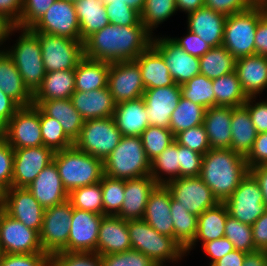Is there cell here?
Masks as SVG:
<instances>
[{"label": "cell", "instance_id": "obj_1", "mask_svg": "<svg viewBox=\"0 0 267 266\" xmlns=\"http://www.w3.org/2000/svg\"><path fill=\"white\" fill-rule=\"evenodd\" d=\"M144 24H108L83 42L84 57L108 63L135 60L152 44Z\"/></svg>", "mask_w": 267, "mask_h": 266}, {"label": "cell", "instance_id": "obj_2", "mask_svg": "<svg viewBox=\"0 0 267 266\" xmlns=\"http://www.w3.org/2000/svg\"><path fill=\"white\" fill-rule=\"evenodd\" d=\"M245 156L231 148L210 149L203 155L199 177L219 202L227 200L247 175Z\"/></svg>", "mask_w": 267, "mask_h": 266}, {"label": "cell", "instance_id": "obj_3", "mask_svg": "<svg viewBox=\"0 0 267 266\" xmlns=\"http://www.w3.org/2000/svg\"><path fill=\"white\" fill-rule=\"evenodd\" d=\"M53 162L68 193L83 186L96 184L104 176L103 160L79 150L74 145L56 151Z\"/></svg>", "mask_w": 267, "mask_h": 266}, {"label": "cell", "instance_id": "obj_4", "mask_svg": "<svg viewBox=\"0 0 267 266\" xmlns=\"http://www.w3.org/2000/svg\"><path fill=\"white\" fill-rule=\"evenodd\" d=\"M267 12L264 0L247 10L227 16L222 45L235 58L255 55V33L259 19Z\"/></svg>", "mask_w": 267, "mask_h": 266}, {"label": "cell", "instance_id": "obj_5", "mask_svg": "<svg viewBox=\"0 0 267 266\" xmlns=\"http://www.w3.org/2000/svg\"><path fill=\"white\" fill-rule=\"evenodd\" d=\"M128 230L132 249L145 254L158 266H166V261L178 263L185 255L173 237L160 234L144 219L128 220Z\"/></svg>", "mask_w": 267, "mask_h": 266}, {"label": "cell", "instance_id": "obj_6", "mask_svg": "<svg viewBox=\"0 0 267 266\" xmlns=\"http://www.w3.org/2000/svg\"><path fill=\"white\" fill-rule=\"evenodd\" d=\"M103 166L105 176L129 180L150 175L151 161L140 136H122L116 148L103 161Z\"/></svg>", "mask_w": 267, "mask_h": 266}, {"label": "cell", "instance_id": "obj_7", "mask_svg": "<svg viewBox=\"0 0 267 266\" xmlns=\"http://www.w3.org/2000/svg\"><path fill=\"white\" fill-rule=\"evenodd\" d=\"M21 34L14 46L6 50L13 59L24 85L34 94L41 86L46 70L38 36L31 29H19Z\"/></svg>", "mask_w": 267, "mask_h": 266}, {"label": "cell", "instance_id": "obj_8", "mask_svg": "<svg viewBox=\"0 0 267 266\" xmlns=\"http://www.w3.org/2000/svg\"><path fill=\"white\" fill-rule=\"evenodd\" d=\"M122 138L113 117L85 120L74 146L87 154L105 160Z\"/></svg>", "mask_w": 267, "mask_h": 266}, {"label": "cell", "instance_id": "obj_9", "mask_svg": "<svg viewBox=\"0 0 267 266\" xmlns=\"http://www.w3.org/2000/svg\"><path fill=\"white\" fill-rule=\"evenodd\" d=\"M72 212L73 207L68 199L44 209L39 239L43 252L49 256L61 251L68 252Z\"/></svg>", "mask_w": 267, "mask_h": 266}, {"label": "cell", "instance_id": "obj_10", "mask_svg": "<svg viewBox=\"0 0 267 266\" xmlns=\"http://www.w3.org/2000/svg\"><path fill=\"white\" fill-rule=\"evenodd\" d=\"M39 39L46 73L75 70L84 57L83 42L46 33L34 32Z\"/></svg>", "mask_w": 267, "mask_h": 266}, {"label": "cell", "instance_id": "obj_11", "mask_svg": "<svg viewBox=\"0 0 267 266\" xmlns=\"http://www.w3.org/2000/svg\"><path fill=\"white\" fill-rule=\"evenodd\" d=\"M0 135L13 149L43 146L40 109L36 105L21 106Z\"/></svg>", "mask_w": 267, "mask_h": 266}, {"label": "cell", "instance_id": "obj_12", "mask_svg": "<svg viewBox=\"0 0 267 266\" xmlns=\"http://www.w3.org/2000/svg\"><path fill=\"white\" fill-rule=\"evenodd\" d=\"M223 203L230 216L251 226L267 209L259 183L250 172Z\"/></svg>", "mask_w": 267, "mask_h": 266}, {"label": "cell", "instance_id": "obj_13", "mask_svg": "<svg viewBox=\"0 0 267 266\" xmlns=\"http://www.w3.org/2000/svg\"><path fill=\"white\" fill-rule=\"evenodd\" d=\"M172 198L188 212L200 216L219 201L212 190L198 177H180L165 185Z\"/></svg>", "mask_w": 267, "mask_h": 266}, {"label": "cell", "instance_id": "obj_14", "mask_svg": "<svg viewBox=\"0 0 267 266\" xmlns=\"http://www.w3.org/2000/svg\"><path fill=\"white\" fill-rule=\"evenodd\" d=\"M0 246L2 254L45 253L39 233L6 214L1 206Z\"/></svg>", "mask_w": 267, "mask_h": 266}, {"label": "cell", "instance_id": "obj_15", "mask_svg": "<svg viewBox=\"0 0 267 266\" xmlns=\"http://www.w3.org/2000/svg\"><path fill=\"white\" fill-rule=\"evenodd\" d=\"M107 87L115 104L143 97L145 87L135 60L110 63Z\"/></svg>", "mask_w": 267, "mask_h": 266}, {"label": "cell", "instance_id": "obj_16", "mask_svg": "<svg viewBox=\"0 0 267 266\" xmlns=\"http://www.w3.org/2000/svg\"><path fill=\"white\" fill-rule=\"evenodd\" d=\"M1 206L10 217L40 233L44 208L26 187H11L2 193Z\"/></svg>", "mask_w": 267, "mask_h": 266}, {"label": "cell", "instance_id": "obj_17", "mask_svg": "<svg viewBox=\"0 0 267 266\" xmlns=\"http://www.w3.org/2000/svg\"><path fill=\"white\" fill-rule=\"evenodd\" d=\"M31 30L81 41L74 3L64 0H56Z\"/></svg>", "mask_w": 267, "mask_h": 266}, {"label": "cell", "instance_id": "obj_18", "mask_svg": "<svg viewBox=\"0 0 267 266\" xmlns=\"http://www.w3.org/2000/svg\"><path fill=\"white\" fill-rule=\"evenodd\" d=\"M152 45L162 54L170 75L178 85L200 74L199 58L186 53L168 37H153Z\"/></svg>", "mask_w": 267, "mask_h": 266}, {"label": "cell", "instance_id": "obj_19", "mask_svg": "<svg viewBox=\"0 0 267 266\" xmlns=\"http://www.w3.org/2000/svg\"><path fill=\"white\" fill-rule=\"evenodd\" d=\"M54 151L43 146L14 149L12 187H28L53 162Z\"/></svg>", "mask_w": 267, "mask_h": 266}, {"label": "cell", "instance_id": "obj_20", "mask_svg": "<svg viewBox=\"0 0 267 266\" xmlns=\"http://www.w3.org/2000/svg\"><path fill=\"white\" fill-rule=\"evenodd\" d=\"M103 216L73 208L68 252H96Z\"/></svg>", "mask_w": 267, "mask_h": 266}, {"label": "cell", "instance_id": "obj_21", "mask_svg": "<svg viewBox=\"0 0 267 266\" xmlns=\"http://www.w3.org/2000/svg\"><path fill=\"white\" fill-rule=\"evenodd\" d=\"M181 97L180 85L145 89L143 99L149 125L169 128L170 119Z\"/></svg>", "mask_w": 267, "mask_h": 266}, {"label": "cell", "instance_id": "obj_22", "mask_svg": "<svg viewBox=\"0 0 267 266\" xmlns=\"http://www.w3.org/2000/svg\"><path fill=\"white\" fill-rule=\"evenodd\" d=\"M131 249L128 220L119 216L104 215L98 232L96 253L105 256Z\"/></svg>", "mask_w": 267, "mask_h": 266}, {"label": "cell", "instance_id": "obj_23", "mask_svg": "<svg viewBox=\"0 0 267 266\" xmlns=\"http://www.w3.org/2000/svg\"><path fill=\"white\" fill-rule=\"evenodd\" d=\"M27 189L44 209L56 206L68 199V192L62 184L54 162L45 167Z\"/></svg>", "mask_w": 267, "mask_h": 266}, {"label": "cell", "instance_id": "obj_24", "mask_svg": "<svg viewBox=\"0 0 267 266\" xmlns=\"http://www.w3.org/2000/svg\"><path fill=\"white\" fill-rule=\"evenodd\" d=\"M157 186L150 175L125 180L124 201L119 217L124 220L143 219L147 201Z\"/></svg>", "mask_w": 267, "mask_h": 266}, {"label": "cell", "instance_id": "obj_25", "mask_svg": "<svg viewBox=\"0 0 267 266\" xmlns=\"http://www.w3.org/2000/svg\"><path fill=\"white\" fill-rule=\"evenodd\" d=\"M187 30L197 34L211 47L222 45L227 16L201 7L187 15Z\"/></svg>", "mask_w": 267, "mask_h": 266}, {"label": "cell", "instance_id": "obj_26", "mask_svg": "<svg viewBox=\"0 0 267 266\" xmlns=\"http://www.w3.org/2000/svg\"><path fill=\"white\" fill-rule=\"evenodd\" d=\"M235 72L247 97H257L267 88V56L236 59Z\"/></svg>", "mask_w": 267, "mask_h": 266}, {"label": "cell", "instance_id": "obj_27", "mask_svg": "<svg viewBox=\"0 0 267 266\" xmlns=\"http://www.w3.org/2000/svg\"><path fill=\"white\" fill-rule=\"evenodd\" d=\"M70 99L84 120L113 117L116 104L108 87L75 91Z\"/></svg>", "mask_w": 267, "mask_h": 266}, {"label": "cell", "instance_id": "obj_28", "mask_svg": "<svg viewBox=\"0 0 267 266\" xmlns=\"http://www.w3.org/2000/svg\"><path fill=\"white\" fill-rule=\"evenodd\" d=\"M170 206V191L165 185H158L150 194L143 219L160 234L174 238Z\"/></svg>", "mask_w": 267, "mask_h": 266}, {"label": "cell", "instance_id": "obj_29", "mask_svg": "<svg viewBox=\"0 0 267 266\" xmlns=\"http://www.w3.org/2000/svg\"><path fill=\"white\" fill-rule=\"evenodd\" d=\"M135 61L139 65L145 89H154L175 84L162 54L152 44Z\"/></svg>", "mask_w": 267, "mask_h": 266}, {"label": "cell", "instance_id": "obj_30", "mask_svg": "<svg viewBox=\"0 0 267 266\" xmlns=\"http://www.w3.org/2000/svg\"><path fill=\"white\" fill-rule=\"evenodd\" d=\"M231 106L206 108L203 125L211 149L231 148Z\"/></svg>", "mask_w": 267, "mask_h": 266}, {"label": "cell", "instance_id": "obj_31", "mask_svg": "<svg viewBox=\"0 0 267 266\" xmlns=\"http://www.w3.org/2000/svg\"><path fill=\"white\" fill-rule=\"evenodd\" d=\"M33 105H36L45 115L56 119L73 142L78 138L85 120L75 109L70 98L33 101Z\"/></svg>", "mask_w": 267, "mask_h": 266}, {"label": "cell", "instance_id": "obj_32", "mask_svg": "<svg viewBox=\"0 0 267 266\" xmlns=\"http://www.w3.org/2000/svg\"><path fill=\"white\" fill-rule=\"evenodd\" d=\"M113 118L122 136H140L149 126L145 101L142 97L117 104Z\"/></svg>", "mask_w": 267, "mask_h": 266}, {"label": "cell", "instance_id": "obj_33", "mask_svg": "<svg viewBox=\"0 0 267 266\" xmlns=\"http://www.w3.org/2000/svg\"><path fill=\"white\" fill-rule=\"evenodd\" d=\"M0 90L20 106L33 105V94L24 85L13 59L7 52L0 53Z\"/></svg>", "mask_w": 267, "mask_h": 266}, {"label": "cell", "instance_id": "obj_34", "mask_svg": "<svg viewBox=\"0 0 267 266\" xmlns=\"http://www.w3.org/2000/svg\"><path fill=\"white\" fill-rule=\"evenodd\" d=\"M228 210L223 202L216 206L206 209L197 218V233L193 242L185 249V256L193 250L196 243L201 240L202 245L205 242L223 238L225 231Z\"/></svg>", "mask_w": 267, "mask_h": 266}, {"label": "cell", "instance_id": "obj_35", "mask_svg": "<svg viewBox=\"0 0 267 266\" xmlns=\"http://www.w3.org/2000/svg\"><path fill=\"white\" fill-rule=\"evenodd\" d=\"M75 92L74 70L45 73L41 86L33 94V101L68 99Z\"/></svg>", "mask_w": 267, "mask_h": 266}, {"label": "cell", "instance_id": "obj_36", "mask_svg": "<svg viewBox=\"0 0 267 266\" xmlns=\"http://www.w3.org/2000/svg\"><path fill=\"white\" fill-rule=\"evenodd\" d=\"M231 132V149L246 157L253 147L258 132L244 105L232 108Z\"/></svg>", "mask_w": 267, "mask_h": 266}, {"label": "cell", "instance_id": "obj_37", "mask_svg": "<svg viewBox=\"0 0 267 266\" xmlns=\"http://www.w3.org/2000/svg\"><path fill=\"white\" fill-rule=\"evenodd\" d=\"M110 63L83 57L74 70L75 91L89 92L107 87Z\"/></svg>", "mask_w": 267, "mask_h": 266}, {"label": "cell", "instance_id": "obj_38", "mask_svg": "<svg viewBox=\"0 0 267 266\" xmlns=\"http://www.w3.org/2000/svg\"><path fill=\"white\" fill-rule=\"evenodd\" d=\"M74 6L80 24L82 42L109 24L104 0H78Z\"/></svg>", "mask_w": 267, "mask_h": 266}, {"label": "cell", "instance_id": "obj_39", "mask_svg": "<svg viewBox=\"0 0 267 266\" xmlns=\"http://www.w3.org/2000/svg\"><path fill=\"white\" fill-rule=\"evenodd\" d=\"M215 106L240 107L247 101L235 71L212 80Z\"/></svg>", "mask_w": 267, "mask_h": 266}, {"label": "cell", "instance_id": "obj_40", "mask_svg": "<svg viewBox=\"0 0 267 266\" xmlns=\"http://www.w3.org/2000/svg\"><path fill=\"white\" fill-rule=\"evenodd\" d=\"M150 176L157 185H166L180 178L178 144L175 141L151 161Z\"/></svg>", "mask_w": 267, "mask_h": 266}, {"label": "cell", "instance_id": "obj_41", "mask_svg": "<svg viewBox=\"0 0 267 266\" xmlns=\"http://www.w3.org/2000/svg\"><path fill=\"white\" fill-rule=\"evenodd\" d=\"M235 61L223 45L212 47L199 58L200 74L212 80L217 79L235 71Z\"/></svg>", "mask_w": 267, "mask_h": 266}, {"label": "cell", "instance_id": "obj_42", "mask_svg": "<svg viewBox=\"0 0 267 266\" xmlns=\"http://www.w3.org/2000/svg\"><path fill=\"white\" fill-rule=\"evenodd\" d=\"M170 210L173 220L174 239L185 250L195 239L198 217L185 210L172 196Z\"/></svg>", "mask_w": 267, "mask_h": 266}, {"label": "cell", "instance_id": "obj_43", "mask_svg": "<svg viewBox=\"0 0 267 266\" xmlns=\"http://www.w3.org/2000/svg\"><path fill=\"white\" fill-rule=\"evenodd\" d=\"M206 108L183 98L179 99L170 119L169 129L175 136L177 133L203 124Z\"/></svg>", "mask_w": 267, "mask_h": 266}, {"label": "cell", "instance_id": "obj_44", "mask_svg": "<svg viewBox=\"0 0 267 266\" xmlns=\"http://www.w3.org/2000/svg\"><path fill=\"white\" fill-rule=\"evenodd\" d=\"M181 96L205 108L215 106V95L212 79L196 75L185 84L180 85Z\"/></svg>", "mask_w": 267, "mask_h": 266}, {"label": "cell", "instance_id": "obj_45", "mask_svg": "<svg viewBox=\"0 0 267 266\" xmlns=\"http://www.w3.org/2000/svg\"><path fill=\"white\" fill-rule=\"evenodd\" d=\"M68 200L73 208L103 215L101 181L72 190Z\"/></svg>", "mask_w": 267, "mask_h": 266}, {"label": "cell", "instance_id": "obj_46", "mask_svg": "<svg viewBox=\"0 0 267 266\" xmlns=\"http://www.w3.org/2000/svg\"><path fill=\"white\" fill-rule=\"evenodd\" d=\"M176 11L175 0H146L140 13L141 22L152 34L159 24L170 18Z\"/></svg>", "mask_w": 267, "mask_h": 266}, {"label": "cell", "instance_id": "obj_47", "mask_svg": "<svg viewBox=\"0 0 267 266\" xmlns=\"http://www.w3.org/2000/svg\"><path fill=\"white\" fill-rule=\"evenodd\" d=\"M140 138L150 161L155 159L175 141V137L169 128L151 125L142 132Z\"/></svg>", "mask_w": 267, "mask_h": 266}, {"label": "cell", "instance_id": "obj_48", "mask_svg": "<svg viewBox=\"0 0 267 266\" xmlns=\"http://www.w3.org/2000/svg\"><path fill=\"white\" fill-rule=\"evenodd\" d=\"M40 125L45 147L56 152L73 146L74 142L65 134L61 124L56 119L45 115L41 110Z\"/></svg>", "mask_w": 267, "mask_h": 266}, {"label": "cell", "instance_id": "obj_49", "mask_svg": "<svg viewBox=\"0 0 267 266\" xmlns=\"http://www.w3.org/2000/svg\"><path fill=\"white\" fill-rule=\"evenodd\" d=\"M224 237L232 242L235 250L246 253L258 251L254 245L252 226L241 223L230 215L226 219Z\"/></svg>", "mask_w": 267, "mask_h": 266}, {"label": "cell", "instance_id": "obj_50", "mask_svg": "<svg viewBox=\"0 0 267 266\" xmlns=\"http://www.w3.org/2000/svg\"><path fill=\"white\" fill-rule=\"evenodd\" d=\"M103 215L119 216L124 201L125 180L103 176L101 180Z\"/></svg>", "mask_w": 267, "mask_h": 266}, {"label": "cell", "instance_id": "obj_51", "mask_svg": "<svg viewBox=\"0 0 267 266\" xmlns=\"http://www.w3.org/2000/svg\"><path fill=\"white\" fill-rule=\"evenodd\" d=\"M49 266H102V256L96 252L61 251L49 256Z\"/></svg>", "mask_w": 267, "mask_h": 266}, {"label": "cell", "instance_id": "obj_52", "mask_svg": "<svg viewBox=\"0 0 267 266\" xmlns=\"http://www.w3.org/2000/svg\"><path fill=\"white\" fill-rule=\"evenodd\" d=\"M174 137L177 144L186 146L202 155L206 154L211 149L203 124L183 130Z\"/></svg>", "mask_w": 267, "mask_h": 266}, {"label": "cell", "instance_id": "obj_53", "mask_svg": "<svg viewBox=\"0 0 267 266\" xmlns=\"http://www.w3.org/2000/svg\"><path fill=\"white\" fill-rule=\"evenodd\" d=\"M56 0H23L22 14L15 27L31 29Z\"/></svg>", "mask_w": 267, "mask_h": 266}, {"label": "cell", "instance_id": "obj_54", "mask_svg": "<svg viewBox=\"0 0 267 266\" xmlns=\"http://www.w3.org/2000/svg\"><path fill=\"white\" fill-rule=\"evenodd\" d=\"M102 266H158L145 254L128 250L121 253L102 256Z\"/></svg>", "mask_w": 267, "mask_h": 266}, {"label": "cell", "instance_id": "obj_55", "mask_svg": "<svg viewBox=\"0 0 267 266\" xmlns=\"http://www.w3.org/2000/svg\"><path fill=\"white\" fill-rule=\"evenodd\" d=\"M110 24L129 26L143 24L140 13L126 4H104Z\"/></svg>", "mask_w": 267, "mask_h": 266}, {"label": "cell", "instance_id": "obj_56", "mask_svg": "<svg viewBox=\"0 0 267 266\" xmlns=\"http://www.w3.org/2000/svg\"><path fill=\"white\" fill-rule=\"evenodd\" d=\"M14 149L0 135V191L12 187Z\"/></svg>", "mask_w": 267, "mask_h": 266}, {"label": "cell", "instance_id": "obj_57", "mask_svg": "<svg viewBox=\"0 0 267 266\" xmlns=\"http://www.w3.org/2000/svg\"><path fill=\"white\" fill-rule=\"evenodd\" d=\"M180 177H198L201 172L203 155L178 144Z\"/></svg>", "mask_w": 267, "mask_h": 266}, {"label": "cell", "instance_id": "obj_58", "mask_svg": "<svg viewBox=\"0 0 267 266\" xmlns=\"http://www.w3.org/2000/svg\"><path fill=\"white\" fill-rule=\"evenodd\" d=\"M0 266H49V255L46 253L1 254Z\"/></svg>", "mask_w": 267, "mask_h": 266}, {"label": "cell", "instance_id": "obj_59", "mask_svg": "<svg viewBox=\"0 0 267 266\" xmlns=\"http://www.w3.org/2000/svg\"><path fill=\"white\" fill-rule=\"evenodd\" d=\"M259 0H204V6L226 16L249 9Z\"/></svg>", "mask_w": 267, "mask_h": 266}, {"label": "cell", "instance_id": "obj_60", "mask_svg": "<svg viewBox=\"0 0 267 266\" xmlns=\"http://www.w3.org/2000/svg\"><path fill=\"white\" fill-rule=\"evenodd\" d=\"M188 34L182 38H171L178 44L186 53L200 58L206 54L212 47L204 42L197 34L187 30Z\"/></svg>", "mask_w": 267, "mask_h": 266}, {"label": "cell", "instance_id": "obj_61", "mask_svg": "<svg viewBox=\"0 0 267 266\" xmlns=\"http://www.w3.org/2000/svg\"><path fill=\"white\" fill-rule=\"evenodd\" d=\"M256 98L248 97L244 106L248 109L251 121L259 134L267 132V100L255 102Z\"/></svg>", "mask_w": 267, "mask_h": 266}, {"label": "cell", "instance_id": "obj_62", "mask_svg": "<svg viewBox=\"0 0 267 266\" xmlns=\"http://www.w3.org/2000/svg\"><path fill=\"white\" fill-rule=\"evenodd\" d=\"M245 159L249 169L267 165V132L259 133L256 136L253 147Z\"/></svg>", "mask_w": 267, "mask_h": 266}, {"label": "cell", "instance_id": "obj_63", "mask_svg": "<svg viewBox=\"0 0 267 266\" xmlns=\"http://www.w3.org/2000/svg\"><path fill=\"white\" fill-rule=\"evenodd\" d=\"M204 252L210 257L209 266L221 259L224 255L235 250L234 245L226 237L205 242L203 245Z\"/></svg>", "mask_w": 267, "mask_h": 266}, {"label": "cell", "instance_id": "obj_64", "mask_svg": "<svg viewBox=\"0 0 267 266\" xmlns=\"http://www.w3.org/2000/svg\"><path fill=\"white\" fill-rule=\"evenodd\" d=\"M254 245L259 251H267V209L252 225Z\"/></svg>", "mask_w": 267, "mask_h": 266}, {"label": "cell", "instance_id": "obj_65", "mask_svg": "<svg viewBox=\"0 0 267 266\" xmlns=\"http://www.w3.org/2000/svg\"><path fill=\"white\" fill-rule=\"evenodd\" d=\"M20 107L15 100L0 90V130L8 123Z\"/></svg>", "mask_w": 267, "mask_h": 266}, {"label": "cell", "instance_id": "obj_66", "mask_svg": "<svg viewBox=\"0 0 267 266\" xmlns=\"http://www.w3.org/2000/svg\"><path fill=\"white\" fill-rule=\"evenodd\" d=\"M22 6L23 0H0V15L16 26L22 14Z\"/></svg>", "mask_w": 267, "mask_h": 266}, {"label": "cell", "instance_id": "obj_67", "mask_svg": "<svg viewBox=\"0 0 267 266\" xmlns=\"http://www.w3.org/2000/svg\"><path fill=\"white\" fill-rule=\"evenodd\" d=\"M255 54L267 56V12L258 21L255 33Z\"/></svg>", "mask_w": 267, "mask_h": 266}, {"label": "cell", "instance_id": "obj_68", "mask_svg": "<svg viewBox=\"0 0 267 266\" xmlns=\"http://www.w3.org/2000/svg\"><path fill=\"white\" fill-rule=\"evenodd\" d=\"M246 254V252L234 250L224 255L211 266H243Z\"/></svg>", "mask_w": 267, "mask_h": 266}, {"label": "cell", "instance_id": "obj_69", "mask_svg": "<svg viewBox=\"0 0 267 266\" xmlns=\"http://www.w3.org/2000/svg\"><path fill=\"white\" fill-rule=\"evenodd\" d=\"M249 172L256 178L262 191L264 204L267 208V165H260L249 169Z\"/></svg>", "mask_w": 267, "mask_h": 266}, {"label": "cell", "instance_id": "obj_70", "mask_svg": "<svg viewBox=\"0 0 267 266\" xmlns=\"http://www.w3.org/2000/svg\"><path fill=\"white\" fill-rule=\"evenodd\" d=\"M17 30H19V28L15 27L10 20L0 15V47H2L1 45L10 39L9 37ZM6 50L7 49L4 47V49L0 50V53L6 52Z\"/></svg>", "mask_w": 267, "mask_h": 266}, {"label": "cell", "instance_id": "obj_71", "mask_svg": "<svg viewBox=\"0 0 267 266\" xmlns=\"http://www.w3.org/2000/svg\"><path fill=\"white\" fill-rule=\"evenodd\" d=\"M243 266H267V251L247 253Z\"/></svg>", "mask_w": 267, "mask_h": 266}, {"label": "cell", "instance_id": "obj_72", "mask_svg": "<svg viewBox=\"0 0 267 266\" xmlns=\"http://www.w3.org/2000/svg\"><path fill=\"white\" fill-rule=\"evenodd\" d=\"M175 2L177 11L182 10L183 12H186V14L204 7V0H175Z\"/></svg>", "mask_w": 267, "mask_h": 266}, {"label": "cell", "instance_id": "obj_73", "mask_svg": "<svg viewBox=\"0 0 267 266\" xmlns=\"http://www.w3.org/2000/svg\"><path fill=\"white\" fill-rule=\"evenodd\" d=\"M146 0H104V4H126L130 8L138 11H141L144 8Z\"/></svg>", "mask_w": 267, "mask_h": 266}, {"label": "cell", "instance_id": "obj_74", "mask_svg": "<svg viewBox=\"0 0 267 266\" xmlns=\"http://www.w3.org/2000/svg\"><path fill=\"white\" fill-rule=\"evenodd\" d=\"M64 1L75 3V2H77L78 0H64Z\"/></svg>", "mask_w": 267, "mask_h": 266}, {"label": "cell", "instance_id": "obj_75", "mask_svg": "<svg viewBox=\"0 0 267 266\" xmlns=\"http://www.w3.org/2000/svg\"><path fill=\"white\" fill-rule=\"evenodd\" d=\"M2 192L0 191V205H1Z\"/></svg>", "mask_w": 267, "mask_h": 266}, {"label": "cell", "instance_id": "obj_76", "mask_svg": "<svg viewBox=\"0 0 267 266\" xmlns=\"http://www.w3.org/2000/svg\"><path fill=\"white\" fill-rule=\"evenodd\" d=\"M0 215H1V205H0ZM1 246H0V255H1Z\"/></svg>", "mask_w": 267, "mask_h": 266}]
</instances>
